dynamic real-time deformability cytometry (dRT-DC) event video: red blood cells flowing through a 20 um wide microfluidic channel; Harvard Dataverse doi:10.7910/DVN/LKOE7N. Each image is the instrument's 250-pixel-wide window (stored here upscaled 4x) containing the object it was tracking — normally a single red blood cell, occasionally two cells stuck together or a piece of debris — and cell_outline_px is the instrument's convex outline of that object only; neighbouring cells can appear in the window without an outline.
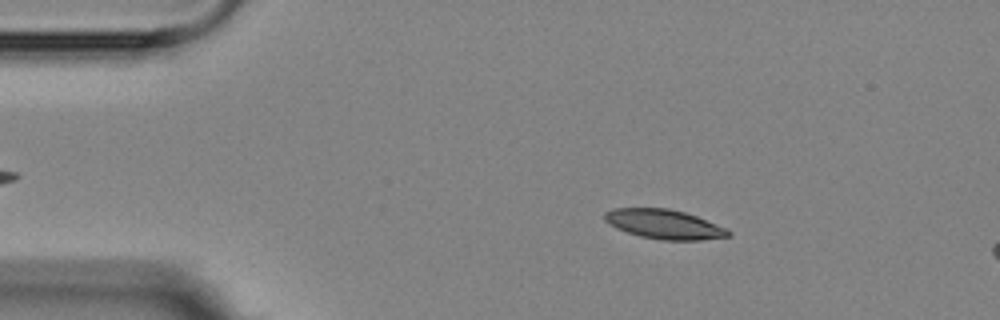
{"species": "Egyptian fruit bat (a non-hibernating species)", "species_latin": "Rousettus aegyptiacus", "temperature_condition": "room temperature", "stored_images_in_passage": 5, "camera_frame_rate_fps": 3000, "um_per_image_px": 0.085, "animal": {"sex": "female"}, "frame": {"image": 1, "passage_image": 2, "time_ms": 1.333, "image_size_px": [1000, 320], "cell_outline_px": [[732, 236], [700, 240], [660, 240], [640, 236], [616, 228], [608, 224], [604, 220], [604, 212], [612, 208], [668, 208], [684, 212], [696, 216], [728, 228], [732, 232]], "centroid_in_image_um": [56.47, 19.06], "position_along_channel_um": 28.5, "area_um2": 21.39}}